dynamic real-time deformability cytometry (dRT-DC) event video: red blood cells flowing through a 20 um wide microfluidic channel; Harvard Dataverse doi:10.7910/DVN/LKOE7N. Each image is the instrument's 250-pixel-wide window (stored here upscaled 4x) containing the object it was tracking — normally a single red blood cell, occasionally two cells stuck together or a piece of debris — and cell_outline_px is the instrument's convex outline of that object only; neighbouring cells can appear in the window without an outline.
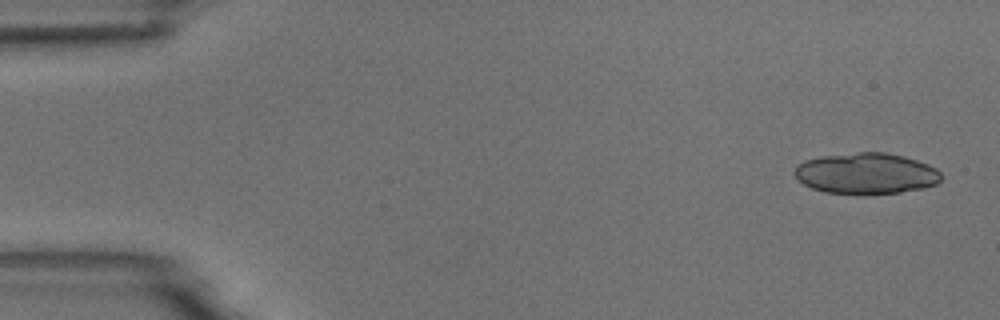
{"species": "common noctule bat (a hibernating species)", "species_latin": "Nyctalus noctula", "temperature_condition": "room temperature", "stored_images_in_passage": 7, "camera_frame_rate_fps": 3000, "um_per_image_px": 0.085, "animal": {"sex": "male", "body_mass_g": 18.8}, "frame": {"image": 1, "passage_image": 1, "time_ms": 0.0, "image_size_px": [1000, 320], "cell_outline_px": [[940, 180], [936, 184], [924, 188], [900, 192], [824, 192], [812, 188], [804, 184], [792, 172], [804, 160], [820, 156], [860, 152], [884, 152], [904, 156], [928, 164], [936, 168], [940, 172]], "centroid_in_image_um": [73.63, 14.71], "position_along_channel_um": 11.4, "area_um2": 34.39}}